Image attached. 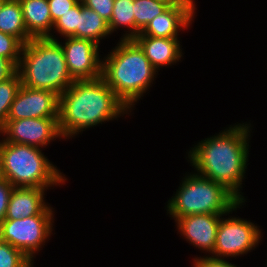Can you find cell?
I'll return each mask as SVG.
<instances>
[{"label": "cell", "mask_w": 267, "mask_h": 267, "mask_svg": "<svg viewBox=\"0 0 267 267\" xmlns=\"http://www.w3.org/2000/svg\"><path fill=\"white\" fill-rule=\"evenodd\" d=\"M251 129L250 122L230 125L191 147L187 159L197 174L224 185L245 202L241 189L249 161Z\"/></svg>", "instance_id": "obj_1"}, {"label": "cell", "mask_w": 267, "mask_h": 267, "mask_svg": "<svg viewBox=\"0 0 267 267\" xmlns=\"http://www.w3.org/2000/svg\"><path fill=\"white\" fill-rule=\"evenodd\" d=\"M2 242L1 226H0V243Z\"/></svg>", "instance_id": "obj_34"}, {"label": "cell", "mask_w": 267, "mask_h": 267, "mask_svg": "<svg viewBox=\"0 0 267 267\" xmlns=\"http://www.w3.org/2000/svg\"><path fill=\"white\" fill-rule=\"evenodd\" d=\"M83 5L97 12L108 23L113 13L114 0H81Z\"/></svg>", "instance_id": "obj_25"}, {"label": "cell", "mask_w": 267, "mask_h": 267, "mask_svg": "<svg viewBox=\"0 0 267 267\" xmlns=\"http://www.w3.org/2000/svg\"><path fill=\"white\" fill-rule=\"evenodd\" d=\"M78 3L68 10L54 23L53 33L57 32L63 39L66 37L77 38Z\"/></svg>", "instance_id": "obj_22"}, {"label": "cell", "mask_w": 267, "mask_h": 267, "mask_svg": "<svg viewBox=\"0 0 267 267\" xmlns=\"http://www.w3.org/2000/svg\"><path fill=\"white\" fill-rule=\"evenodd\" d=\"M170 6H196L194 0H160Z\"/></svg>", "instance_id": "obj_30"}, {"label": "cell", "mask_w": 267, "mask_h": 267, "mask_svg": "<svg viewBox=\"0 0 267 267\" xmlns=\"http://www.w3.org/2000/svg\"><path fill=\"white\" fill-rule=\"evenodd\" d=\"M48 189L38 187H14L5 219H20L35 215H54V208L45 201Z\"/></svg>", "instance_id": "obj_14"}, {"label": "cell", "mask_w": 267, "mask_h": 267, "mask_svg": "<svg viewBox=\"0 0 267 267\" xmlns=\"http://www.w3.org/2000/svg\"><path fill=\"white\" fill-rule=\"evenodd\" d=\"M17 71L23 86L50 90L59 96L75 81L61 44L48 37L32 38L23 45Z\"/></svg>", "instance_id": "obj_4"}, {"label": "cell", "mask_w": 267, "mask_h": 267, "mask_svg": "<svg viewBox=\"0 0 267 267\" xmlns=\"http://www.w3.org/2000/svg\"><path fill=\"white\" fill-rule=\"evenodd\" d=\"M133 40L140 46L151 65L157 71L161 70V67L177 64L184 54L178 38L137 35Z\"/></svg>", "instance_id": "obj_15"}, {"label": "cell", "mask_w": 267, "mask_h": 267, "mask_svg": "<svg viewBox=\"0 0 267 267\" xmlns=\"http://www.w3.org/2000/svg\"><path fill=\"white\" fill-rule=\"evenodd\" d=\"M181 181L165 206L174 220L196 214H227L240 202L224 185L196 172L186 174Z\"/></svg>", "instance_id": "obj_6"}, {"label": "cell", "mask_w": 267, "mask_h": 267, "mask_svg": "<svg viewBox=\"0 0 267 267\" xmlns=\"http://www.w3.org/2000/svg\"><path fill=\"white\" fill-rule=\"evenodd\" d=\"M131 112L102 77L75 80L59 96V130L64 140L72 139L82 131Z\"/></svg>", "instance_id": "obj_2"}, {"label": "cell", "mask_w": 267, "mask_h": 267, "mask_svg": "<svg viewBox=\"0 0 267 267\" xmlns=\"http://www.w3.org/2000/svg\"><path fill=\"white\" fill-rule=\"evenodd\" d=\"M54 215H35L20 219H4L1 223L2 241L19 249L31 261L42 250L53 233ZM48 239V240H47Z\"/></svg>", "instance_id": "obj_8"}, {"label": "cell", "mask_w": 267, "mask_h": 267, "mask_svg": "<svg viewBox=\"0 0 267 267\" xmlns=\"http://www.w3.org/2000/svg\"><path fill=\"white\" fill-rule=\"evenodd\" d=\"M5 180L6 179H5V175H4L3 165H2L1 158H0V183L4 182Z\"/></svg>", "instance_id": "obj_31"}, {"label": "cell", "mask_w": 267, "mask_h": 267, "mask_svg": "<svg viewBox=\"0 0 267 267\" xmlns=\"http://www.w3.org/2000/svg\"><path fill=\"white\" fill-rule=\"evenodd\" d=\"M27 32L33 38L52 36L53 22L47 0H19Z\"/></svg>", "instance_id": "obj_16"}, {"label": "cell", "mask_w": 267, "mask_h": 267, "mask_svg": "<svg viewBox=\"0 0 267 267\" xmlns=\"http://www.w3.org/2000/svg\"><path fill=\"white\" fill-rule=\"evenodd\" d=\"M0 31L16 37L23 45L33 37L27 32L19 0H6L0 10Z\"/></svg>", "instance_id": "obj_18"}, {"label": "cell", "mask_w": 267, "mask_h": 267, "mask_svg": "<svg viewBox=\"0 0 267 267\" xmlns=\"http://www.w3.org/2000/svg\"><path fill=\"white\" fill-rule=\"evenodd\" d=\"M196 6H169L156 16L138 34L162 38H179L181 30L188 29L196 14Z\"/></svg>", "instance_id": "obj_13"}, {"label": "cell", "mask_w": 267, "mask_h": 267, "mask_svg": "<svg viewBox=\"0 0 267 267\" xmlns=\"http://www.w3.org/2000/svg\"><path fill=\"white\" fill-rule=\"evenodd\" d=\"M35 262L34 261H31L26 267H35L33 264H34Z\"/></svg>", "instance_id": "obj_32"}, {"label": "cell", "mask_w": 267, "mask_h": 267, "mask_svg": "<svg viewBox=\"0 0 267 267\" xmlns=\"http://www.w3.org/2000/svg\"><path fill=\"white\" fill-rule=\"evenodd\" d=\"M227 214H196L175 219L178 233L186 241L208 253L210 256L215 249L217 228L220 218ZM210 254V255H209Z\"/></svg>", "instance_id": "obj_12"}, {"label": "cell", "mask_w": 267, "mask_h": 267, "mask_svg": "<svg viewBox=\"0 0 267 267\" xmlns=\"http://www.w3.org/2000/svg\"><path fill=\"white\" fill-rule=\"evenodd\" d=\"M17 68L8 60L0 57V82L10 78Z\"/></svg>", "instance_id": "obj_29"}, {"label": "cell", "mask_w": 267, "mask_h": 267, "mask_svg": "<svg viewBox=\"0 0 267 267\" xmlns=\"http://www.w3.org/2000/svg\"><path fill=\"white\" fill-rule=\"evenodd\" d=\"M6 0H0V10H1V7L3 5V3L5 2Z\"/></svg>", "instance_id": "obj_33"}, {"label": "cell", "mask_w": 267, "mask_h": 267, "mask_svg": "<svg viewBox=\"0 0 267 267\" xmlns=\"http://www.w3.org/2000/svg\"><path fill=\"white\" fill-rule=\"evenodd\" d=\"M24 118H59V95L50 90L21 85L11 104L7 120Z\"/></svg>", "instance_id": "obj_11"}, {"label": "cell", "mask_w": 267, "mask_h": 267, "mask_svg": "<svg viewBox=\"0 0 267 267\" xmlns=\"http://www.w3.org/2000/svg\"><path fill=\"white\" fill-rule=\"evenodd\" d=\"M193 267H237L226 259H218L211 256L193 258ZM240 267V266H239Z\"/></svg>", "instance_id": "obj_27"}, {"label": "cell", "mask_w": 267, "mask_h": 267, "mask_svg": "<svg viewBox=\"0 0 267 267\" xmlns=\"http://www.w3.org/2000/svg\"><path fill=\"white\" fill-rule=\"evenodd\" d=\"M109 35L111 33L108 22L97 12L84 6L80 0L78 2L77 38L89 39L99 45L100 40L106 39Z\"/></svg>", "instance_id": "obj_17"}, {"label": "cell", "mask_w": 267, "mask_h": 267, "mask_svg": "<svg viewBox=\"0 0 267 267\" xmlns=\"http://www.w3.org/2000/svg\"><path fill=\"white\" fill-rule=\"evenodd\" d=\"M31 145L8 143L0 139V158L5 179L13 187L51 189L65 184L67 178L42 152Z\"/></svg>", "instance_id": "obj_5"}, {"label": "cell", "mask_w": 267, "mask_h": 267, "mask_svg": "<svg viewBox=\"0 0 267 267\" xmlns=\"http://www.w3.org/2000/svg\"><path fill=\"white\" fill-rule=\"evenodd\" d=\"M31 260L7 242L0 243V267H26Z\"/></svg>", "instance_id": "obj_24"}, {"label": "cell", "mask_w": 267, "mask_h": 267, "mask_svg": "<svg viewBox=\"0 0 267 267\" xmlns=\"http://www.w3.org/2000/svg\"><path fill=\"white\" fill-rule=\"evenodd\" d=\"M48 38L61 44L68 71L74 80H93L102 76V58L99 45L94 41L66 37L60 42L56 35Z\"/></svg>", "instance_id": "obj_10"}, {"label": "cell", "mask_w": 267, "mask_h": 267, "mask_svg": "<svg viewBox=\"0 0 267 267\" xmlns=\"http://www.w3.org/2000/svg\"><path fill=\"white\" fill-rule=\"evenodd\" d=\"M158 72L133 39H120L102 59L101 77L131 111Z\"/></svg>", "instance_id": "obj_3"}, {"label": "cell", "mask_w": 267, "mask_h": 267, "mask_svg": "<svg viewBox=\"0 0 267 267\" xmlns=\"http://www.w3.org/2000/svg\"><path fill=\"white\" fill-rule=\"evenodd\" d=\"M53 24L80 0H47Z\"/></svg>", "instance_id": "obj_26"}, {"label": "cell", "mask_w": 267, "mask_h": 267, "mask_svg": "<svg viewBox=\"0 0 267 267\" xmlns=\"http://www.w3.org/2000/svg\"><path fill=\"white\" fill-rule=\"evenodd\" d=\"M170 5L160 0H134L135 37Z\"/></svg>", "instance_id": "obj_20"}, {"label": "cell", "mask_w": 267, "mask_h": 267, "mask_svg": "<svg viewBox=\"0 0 267 267\" xmlns=\"http://www.w3.org/2000/svg\"><path fill=\"white\" fill-rule=\"evenodd\" d=\"M22 47L16 37L0 31V57L8 59L16 68L20 63Z\"/></svg>", "instance_id": "obj_23"}, {"label": "cell", "mask_w": 267, "mask_h": 267, "mask_svg": "<svg viewBox=\"0 0 267 267\" xmlns=\"http://www.w3.org/2000/svg\"><path fill=\"white\" fill-rule=\"evenodd\" d=\"M13 188L7 180L0 183V223L5 219Z\"/></svg>", "instance_id": "obj_28"}, {"label": "cell", "mask_w": 267, "mask_h": 267, "mask_svg": "<svg viewBox=\"0 0 267 267\" xmlns=\"http://www.w3.org/2000/svg\"><path fill=\"white\" fill-rule=\"evenodd\" d=\"M8 143L46 148L59 138L64 139L59 130L58 118H24L7 120L0 129V136Z\"/></svg>", "instance_id": "obj_9"}, {"label": "cell", "mask_w": 267, "mask_h": 267, "mask_svg": "<svg viewBox=\"0 0 267 267\" xmlns=\"http://www.w3.org/2000/svg\"><path fill=\"white\" fill-rule=\"evenodd\" d=\"M110 33L114 31L125 30L120 39H134L135 38V18L133 1L129 0H114L113 13L111 20L108 23ZM122 28V29H120Z\"/></svg>", "instance_id": "obj_19"}, {"label": "cell", "mask_w": 267, "mask_h": 267, "mask_svg": "<svg viewBox=\"0 0 267 267\" xmlns=\"http://www.w3.org/2000/svg\"><path fill=\"white\" fill-rule=\"evenodd\" d=\"M21 85L18 71L10 78L0 82V129L6 124L11 104Z\"/></svg>", "instance_id": "obj_21"}, {"label": "cell", "mask_w": 267, "mask_h": 267, "mask_svg": "<svg viewBox=\"0 0 267 267\" xmlns=\"http://www.w3.org/2000/svg\"><path fill=\"white\" fill-rule=\"evenodd\" d=\"M245 201H240L230 212L229 216L221 217L217 228L215 249L211 257L226 259L248 254L262 241V229L250 220L230 216L237 208L244 206ZM229 257V258H228Z\"/></svg>", "instance_id": "obj_7"}]
</instances>
